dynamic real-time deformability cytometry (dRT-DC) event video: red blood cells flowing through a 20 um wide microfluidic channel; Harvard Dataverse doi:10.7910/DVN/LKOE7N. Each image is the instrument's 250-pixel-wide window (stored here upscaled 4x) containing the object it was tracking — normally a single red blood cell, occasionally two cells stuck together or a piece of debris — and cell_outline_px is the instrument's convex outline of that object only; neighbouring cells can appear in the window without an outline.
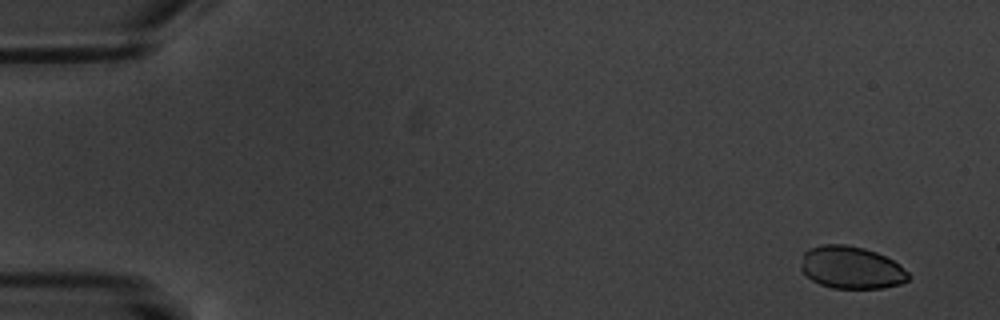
{"species": "common noctule bat (a hibernating species)", "species_latin": "Nyctalus noctula", "temperature_condition": "warm", "stored_images_in_passage": 17, "segment_of_instrument_passage": [1, 2], "camera_frame_rate_fps": 3000, "um_per_image_px": 0.085, "animal": {"sex": "male", "body_mass_g": 20.1, "forearm_length_mm": 53.5}, "frame": {"image": 1, "passage_image": 1, "time_ms": 0.0, "image_size_px": [1000, 320], "cell_outline_px": [[908, 280], [900, 284], [884, 288], [832, 288], [820, 284], [812, 280], [800, 268], [804, 252], [808, 248], [824, 244], [844, 244], [864, 248], [876, 252], [900, 264], [908, 272]], "centroid_in_image_um": [72.36, 22.74], "position_along_channel_um": 12.6, "area_um2": 26.53}}
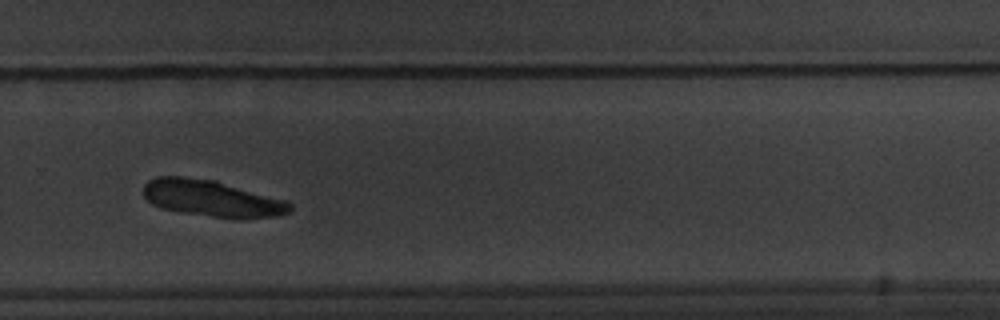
{"frame": {"image": 2, "passage_image": 11, "time_ms": 12.667, "image_size_px": [1000, 320], "cell_outline_px": [[292, 208], [288, 212], [276, 216], [212, 216], [184, 212], [160, 208], [152, 204], [144, 196], [144, 184], [148, 180], [156, 176], [180, 176], [216, 180], [288, 200], [292, 204]], "centroid_in_image_um": [17.97, 16.81], "position_along_channel_um": 311.8, "area_um2": 30.63}}
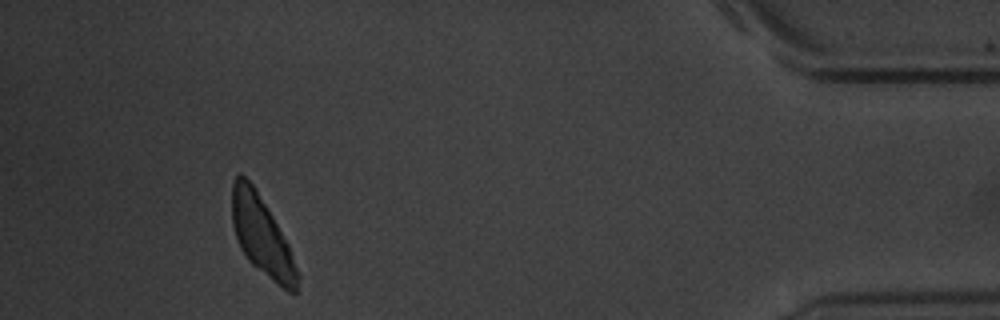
{"frame": {"image": 3, "passage_image": 15, "time_ms": 17.333, "image_size_px": [1000, 320], "cell_outline_px": [[300, 276], [296, 296], [288, 292], [252, 264], [248, 260], [240, 248], [232, 224], [232, 184], [236, 176], [240, 172], [256, 188], [288, 244]], "centroid_in_image_um": [22.26, 20.07], "position_along_channel_um": 412.9, "area_um2": 29.94}}